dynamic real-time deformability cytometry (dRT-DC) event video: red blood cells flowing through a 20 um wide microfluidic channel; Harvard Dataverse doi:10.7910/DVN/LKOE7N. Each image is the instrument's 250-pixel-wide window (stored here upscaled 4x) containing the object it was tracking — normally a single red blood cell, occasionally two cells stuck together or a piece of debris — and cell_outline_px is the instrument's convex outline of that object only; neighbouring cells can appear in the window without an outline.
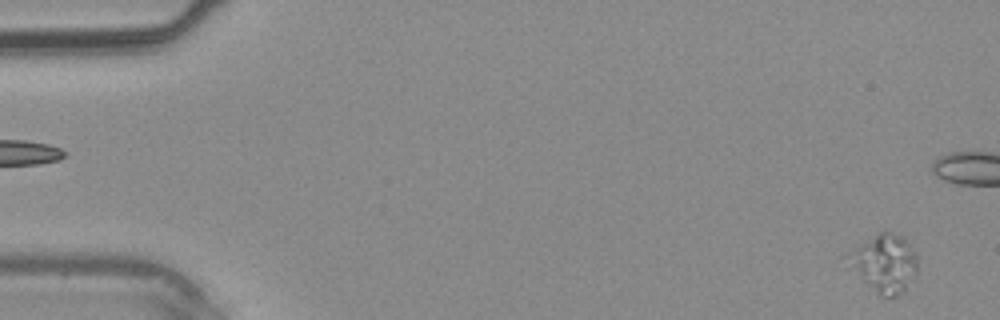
{"species": "common noctule bat (a hibernating species)", "species_latin": "Nyctalus noctula", "temperature_condition": "warm", "stored_images_in_passage": 14, "camera_frame_rate_fps": 3000, "um_per_image_px": 0.085, "animal": {"sex": "male", "body_mass_g": 20.4}, "frame": {"image": 1, "passage_image": 1, "time_ms": 0.0, "image_size_px": [1000, 320], "cell_outline_px": [[916, 280], [904, 292], [896, 296], [884, 296], [848, 268], [860, 244], [880, 232], [888, 232], [900, 236], [908, 244], [916, 256]], "centroid_in_image_um": [75.28, 22.43], "position_along_channel_um": 9.7, "area_um2": 22.2}}
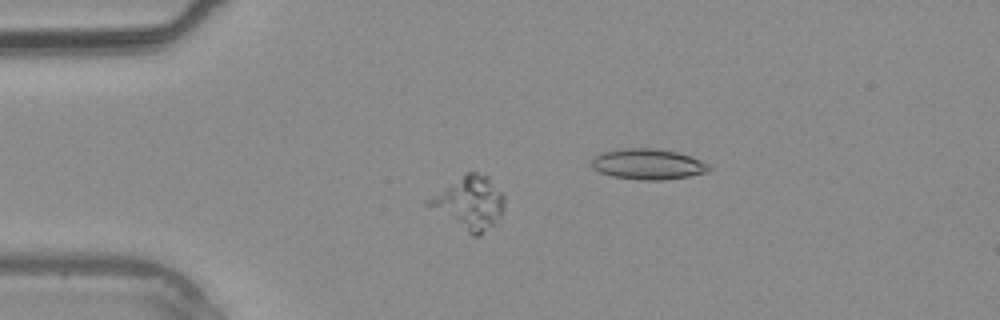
{"frame": {"image": 2, "passage_image": 10, "time_ms": 3.0, "image_size_px": [1000, 320], "cell_outline_px": [[504, 208], [500, 216], [480, 236], [472, 236], [424, 204], [424, 200], [468, 172], [476, 172], [488, 176], [504, 196]], "centroid_in_image_um": [39.88, 17.25], "position_along_channel_um": 45.1, "area_um2": 23.06}}